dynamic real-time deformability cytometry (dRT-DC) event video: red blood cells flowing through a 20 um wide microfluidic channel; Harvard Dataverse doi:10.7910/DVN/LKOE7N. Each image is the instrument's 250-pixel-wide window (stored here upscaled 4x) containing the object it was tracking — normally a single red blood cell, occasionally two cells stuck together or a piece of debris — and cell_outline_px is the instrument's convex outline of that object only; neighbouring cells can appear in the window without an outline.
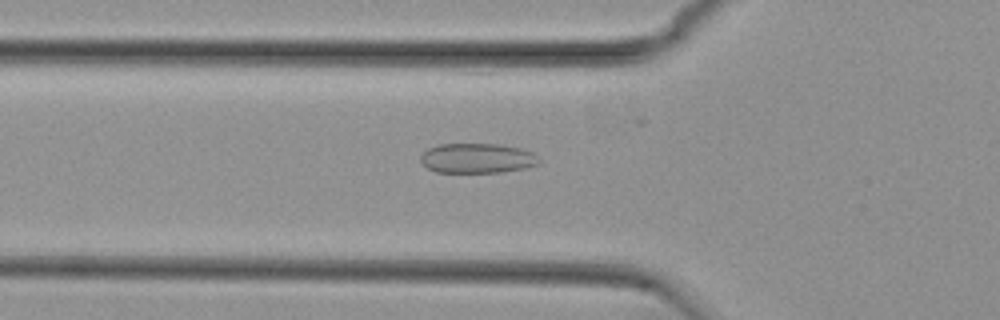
{"species": "common noctule bat (a hibernating species)", "species_latin": "Nyctalus noctula", "temperature_condition": "cold", "stored_images_in_passage": 41, "camera_frame_rate_fps": 3000, "um_per_image_px": 0.085, "animal": {"sex": "female", "body_mass_g": 29.2, "forearm_length_mm": 56.3}, "frame": {"image": 1, "passage_image": 19, "time_ms": 6.0, "image_size_px": [1000, 320], "cell_outline_px": [[540, 160], [536, 164], [524, 168], [500, 172], [436, 172], [428, 168], [420, 160], [420, 156], [428, 148], [436, 144], [500, 144], [520, 148], [532, 152]], "centroid_in_image_um": [40.53, 13.44], "position_along_channel_um": 85.3, "area_um2": 20.46}}
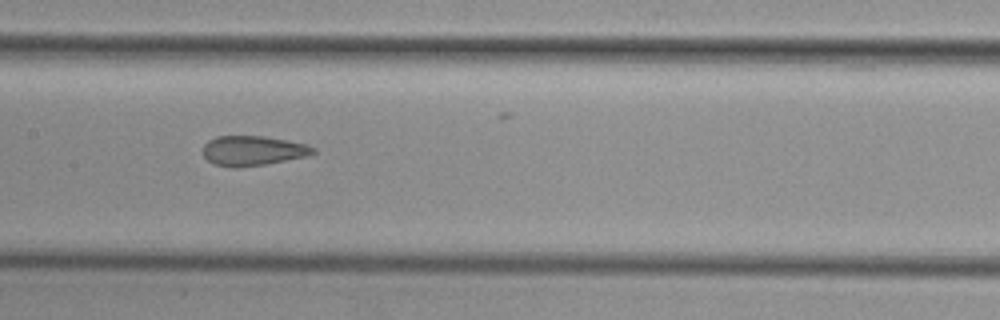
{"frame": {"image": 2, "passage_image": 27, "time_ms": 8.667, "image_size_px": [1000, 320], "cell_outline_px": [[316, 152], [308, 156], [264, 164], [240, 168], [228, 168], [212, 164], [204, 156], [204, 144], [208, 140], [216, 136], [264, 136], [288, 140], [308, 144], [316, 148]], "centroid_in_image_um": [21.5, 12.81], "position_along_channel_um": 185.9, "area_um2": 19.42}}
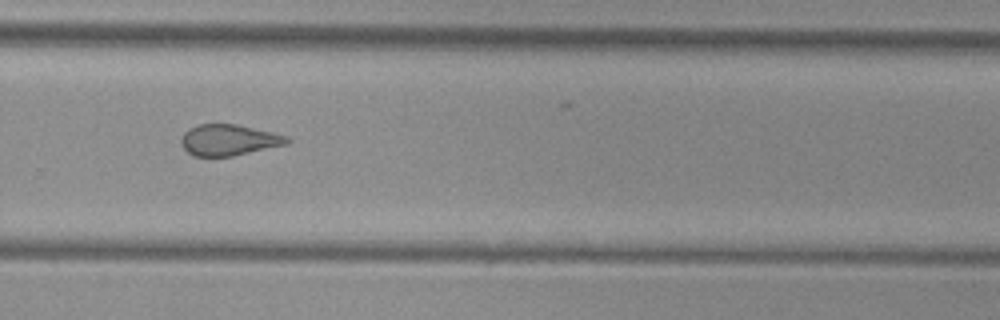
{"frame": {"image": 3, "passage_image": 37, "time_ms": 12.0, "image_size_px": [1000, 320], "cell_outline_px": [[292, 140], [288, 144], [232, 156], [192, 156], [180, 144], [180, 140], [184, 132], [188, 128], [196, 124], [236, 124], [272, 132], [288, 136]], "centroid_in_image_um": [19.44, 11.89], "position_along_channel_um": 310.4, "area_um2": 19.31}}